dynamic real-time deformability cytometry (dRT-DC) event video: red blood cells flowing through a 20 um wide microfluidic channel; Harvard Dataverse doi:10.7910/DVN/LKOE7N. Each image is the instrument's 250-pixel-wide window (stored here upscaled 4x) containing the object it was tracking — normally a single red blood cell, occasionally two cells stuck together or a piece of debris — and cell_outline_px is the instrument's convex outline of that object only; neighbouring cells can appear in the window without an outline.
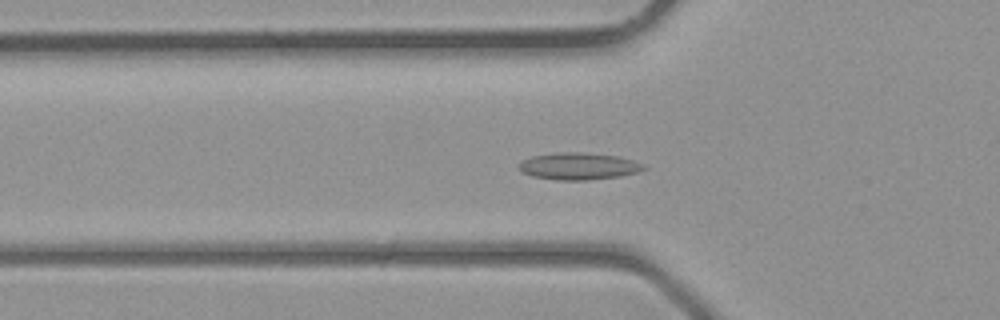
{"species": "common noctule bat (a hibernating species)", "species_latin": "Nyctalus noctula", "temperature_condition": "room temperature", "stored_images_in_passage": 21, "camera_frame_rate_fps": 3000, "um_per_image_px": 0.085, "animal": {"sex": "male", "body_mass_g": 23.1, "forearm_length_mm": 52.7}, "frame": {"image": 1, "passage_image": 7, "time_ms": 2.0, "image_size_px": [1000, 320], "cell_outline_px": [[648, 168], [636, 172], [620, 176], [588, 180], [556, 180], [532, 176], [520, 172], [516, 168], [524, 160], [532, 156], [556, 152], [580, 152], [616, 156], [632, 160], [644, 164]], "centroid_in_image_um": [49.15, 14.13], "position_along_channel_um": 76.7, "area_um2": 19.65}}
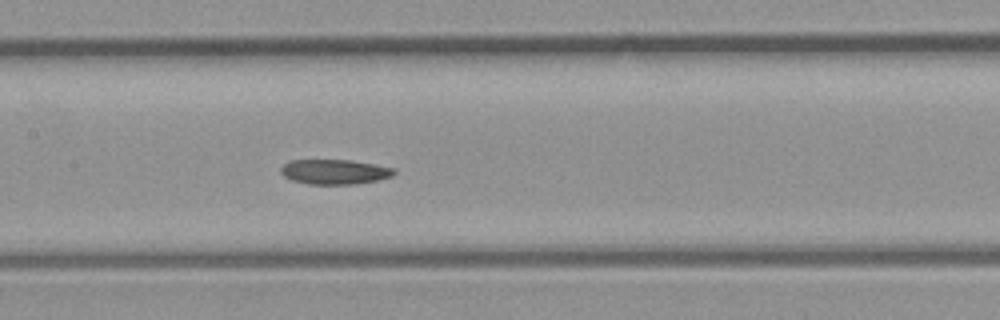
{"frame": {"image": 2, "passage_image": 13, "time_ms": 4.0, "image_size_px": [1000, 320], "cell_outline_px": [[396, 172], [392, 176], [376, 180], [356, 184], [308, 184], [292, 180], [284, 176], [280, 172], [280, 168], [288, 160], [352, 160], [376, 164], [396, 168]], "centroid_in_image_um": [28.45, 14.59], "position_along_channel_um": 179.0, "area_um2": 16.53}}
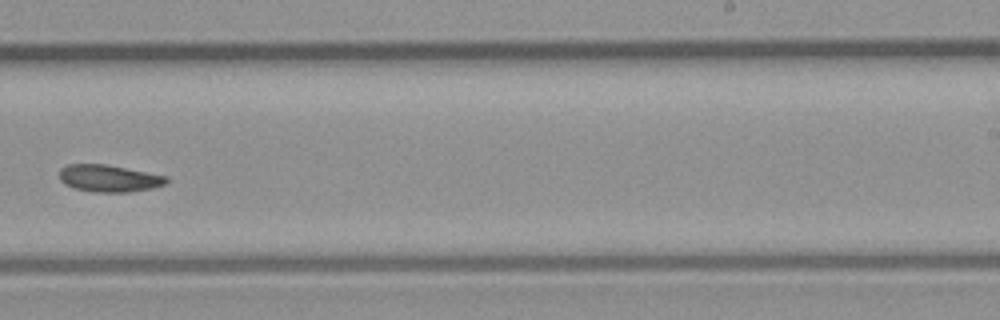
{"frame": {"image": 3, "passage_image": 19, "time_ms": 6.0, "image_size_px": [1000, 320], "cell_outline_px": [[168, 180], [164, 184], [152, 188], [128, 192], [96, 192], [72, 188], [64, 184], [60, 180], [60, 168], [68, 164], [108, 164], [168, 176]], "centroid_in_image_um": [9.25, 15.15], "position_along_channel_um": 279.8, "area_um2": 16.99}}